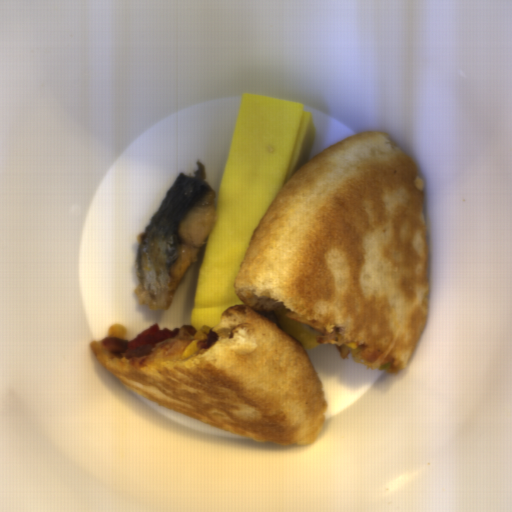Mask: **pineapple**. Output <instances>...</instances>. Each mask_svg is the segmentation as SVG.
<instances>
[{"label": "pineapple", "instance_id": "obj_1", "mask_svg": "<svg viewBox=\"0 0 512 512\" xmlns=\"http://www.w3.org/2000/svg\"><path fill=\"white\" fill-rule=\"evenodd\" d=\"M211 332V329L209 326L203 325L195 334L193 340L202 341L204 339H207L208 334Z\"/></svg>", "mask_w": 512, "mask_h": 512}]
</instances>
